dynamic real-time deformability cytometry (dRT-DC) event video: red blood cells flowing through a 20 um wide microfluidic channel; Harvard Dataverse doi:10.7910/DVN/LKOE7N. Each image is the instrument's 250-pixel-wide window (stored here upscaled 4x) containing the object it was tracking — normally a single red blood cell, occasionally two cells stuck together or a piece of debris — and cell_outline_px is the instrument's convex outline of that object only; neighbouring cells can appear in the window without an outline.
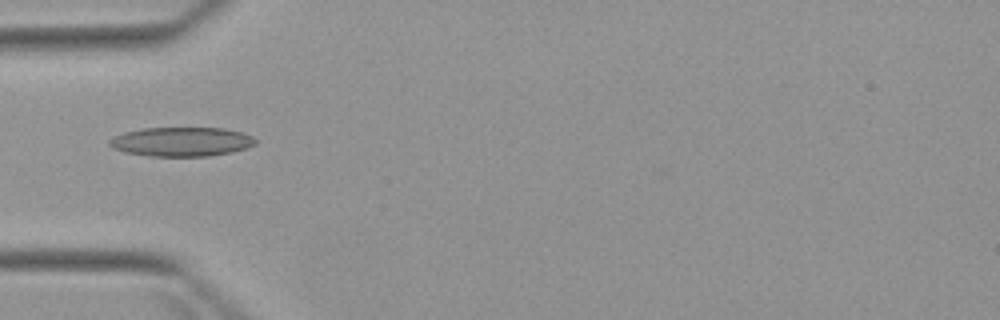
{"species": "Egyptian fruit bat (a non-hibernating species)", "species_latin": "Rousettus aegyptiacus", "temperature_condition": "warm", "stored_images_in_passage": 5, "camera_frame_rate_fps": 3000, "um_per_image_px": 0.085, "animal": {"sex": "female"}, "frame": {"image": 1, "passage_image": 5, "time_ms": 4.667, "image_size_px": [1000, 320], "cell_outline_px": [[256, 144], [248, 148], [232, 152], [208, 156], [152, 156], [124, 152], [112, 148], [108, 144], [108, 140], [124, 132], [140, 128], [224, 128], [244, 132], [252, 136], [256, 140]], "centroid_in_image_um": [15.45, 12.04], "position_along_channel_um": 69.6, "area_um2": 25.03}}